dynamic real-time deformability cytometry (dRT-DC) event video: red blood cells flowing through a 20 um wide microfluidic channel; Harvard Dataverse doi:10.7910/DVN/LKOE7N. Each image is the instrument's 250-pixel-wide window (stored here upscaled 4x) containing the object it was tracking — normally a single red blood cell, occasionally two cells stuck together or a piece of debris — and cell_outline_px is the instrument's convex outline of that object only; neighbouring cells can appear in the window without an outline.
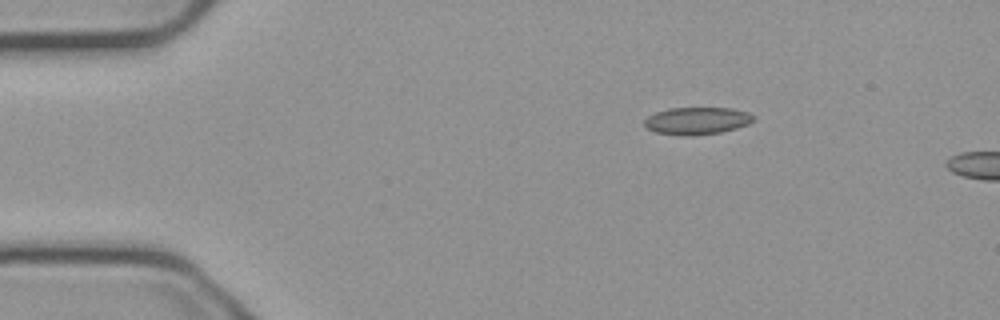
{"species": "common noctule bat (a hibernating species)", "species_latin": "Nyctalus noctula", "temperature_condition": "cold", "stored_images_in_passage": 4, "camera_frame_rate_fps": 3000, "um_per_image_px": 0.085, "animal": {"sex": "male", "body_mass_g": 23.1, "forearm_length_mm": 52.7}, "frame": {"image": 1, "passage_image": 1, "time_ms": 0.0, "image_size_px": [1000, 320], "cell_outline_px": [[756, 116], [748, 124], [736, 128], [720, 132], [688, 136], [680, 136], [656, 132], [648, 128], [644, 124], [644, 120], [648, 116], [656, 112], [668, 108], [732, 108], [748, 112]], "centroid_in_image_um": [59.24, 10.26], "position_along_channel_um": 25.8, "area_um2": 17.34}}